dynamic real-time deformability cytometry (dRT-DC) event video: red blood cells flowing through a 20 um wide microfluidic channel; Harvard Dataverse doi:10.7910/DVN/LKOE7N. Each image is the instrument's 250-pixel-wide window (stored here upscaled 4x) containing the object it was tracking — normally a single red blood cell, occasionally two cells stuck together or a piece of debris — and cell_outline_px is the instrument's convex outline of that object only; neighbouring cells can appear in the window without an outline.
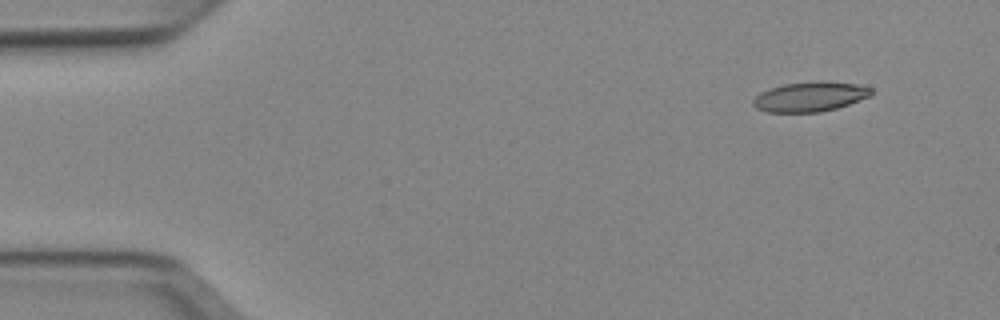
{"species": "Egyptian fruit bat (a non-hibernating species)", "species_latin": "Rousettus aegyptiacus", "temperature_condition": "cold", "stored_images_in_passage": 48, "camera_frame_rate_fps": 3000, "um_per_image_px": 0.085, "animal": {"sex": "female"}, "frame": {"image": 1, "passage_image": 1, "time_ms": 0.0, "image_size_px": [1000, 320], "cell_outline_px": [[872, 96], [836, 108], [820, 112], [764, 112], [756, 108], [752, 104], [752, 100], [760, 92], [784, 84], [820, 80], [856, 84], [872, 88]], "centroid_in_image_um": [68.85, 8.21], "position_along_channel_um": 16.2, "area_um2": 20.58}}
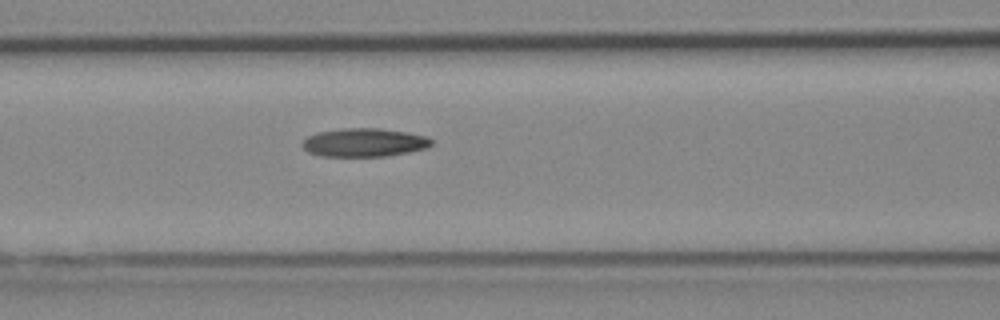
{"frame": {"image": 2, "passage_image": 18, "time_ms": 5.667, "image_size_px": [1000, 320], "cell_outline_px": [[432, 144], [428, 148], [408, 152], [384, 156], [320, 156], [308, 152], [304, 148], [304, 140], [308, 136], [320, 132], [344, 128], [380, 128], [428, 136], [432, 140]], "centroid_in_image_um": [30.99, 12.11], "position_along_channel_um": 135.6, "area_um2": 21.21}}
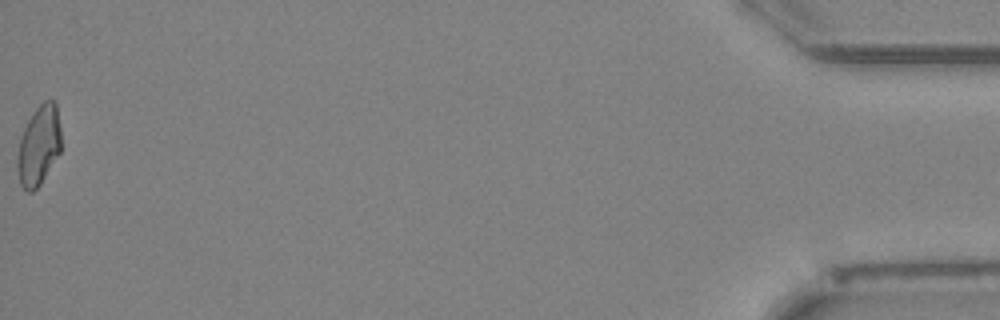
{"frame": {"image": 3, "passage_image": 48, "time_ms": 15.667, "image_size_px": [1000, 320], "cell_outline_px": [[60, 152], [40, 184], [32, 192], [28, 192], [20, 184], [16, 164], [16, 160], [20, 136], [32, 112], [44, 100], [56, 100], [60, 128]], "centroid_in_image_um": [3.28, 12.35], "position_along_channel_um": 431.9, "area_um2": 20.4}, "authors_computed_cell_mechanics": {"area_um2": 20.8947, "velocity_mm_per_s": 3.9575, "shape_relaxation_time_tau1_ms": 7.0775, "shape_relaxation_time_tau2_ms": 4.4825, "deformation_change_tau1": 0.1987, "deformation_change_tau2": 0.127}}